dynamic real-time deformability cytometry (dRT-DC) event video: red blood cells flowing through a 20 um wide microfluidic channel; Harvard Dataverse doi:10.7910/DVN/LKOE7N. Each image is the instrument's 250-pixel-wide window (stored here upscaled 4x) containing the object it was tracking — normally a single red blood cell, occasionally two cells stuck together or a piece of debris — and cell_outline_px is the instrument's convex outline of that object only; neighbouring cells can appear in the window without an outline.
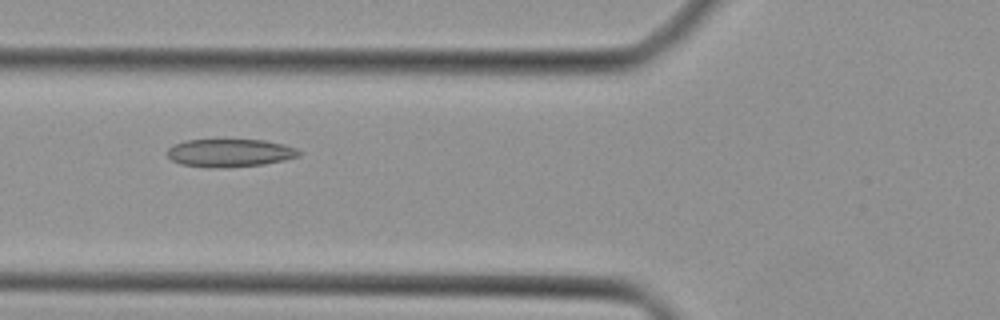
{"species": "Egyptian fruit bat (a non-hibernating species)", "species_latin": "Rousettus aegyptiacus", "temperature_condition": "cold", "stored_images_in_passage": 36, "camera_frame_rate_fps": 3000, "um_per_image_px": 0.085, "animal": {"sex": "female"}, "frame": {"image": 1, "passage_image": 9, "time_ms": 2.667, "image_size_px": [1000, 320], "cell_outline_px": [[304, 152], [300, 156], [284, 160], [264, 164], [224, 168], [212, 168], [180, 164], [172, 160], [168, 156], [168, 148], [172, 144], [184, 140], [264, 140], [284, 144], [296, 148]], "centroid_in_image_um": [19.55, 13.0], "position_along_channel_um": 106.2, "area_um2": 21.68}}
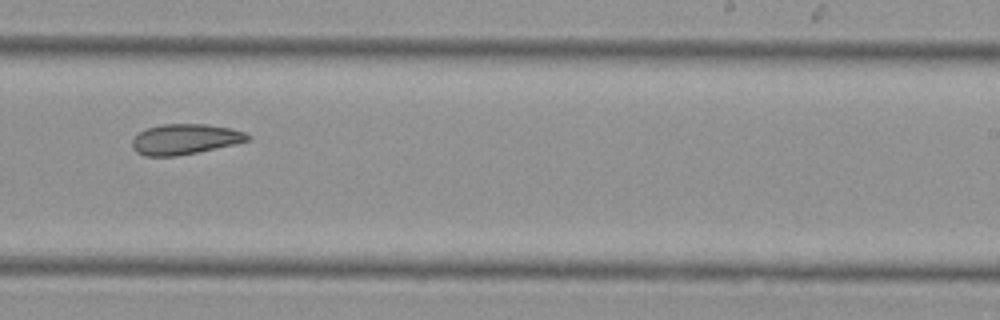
{"frame": {"image": 2, "passage_image": 20, "time_ms": 6.333, "image_size_px": [1000, 320], "cell_outline_px": [[252, 136], [248, 140], [236, 144], [176, 156], [144, 156], [136, 152], [132, 148], [132, 140], [140, 132], [148, 128], [160, 124], [208, 124], [232, 128], [244, 132]], "centroid_in_image_um": [15.73, 11.83], "position_along_channel_um": 273.3, "area_um2": 20.46}}
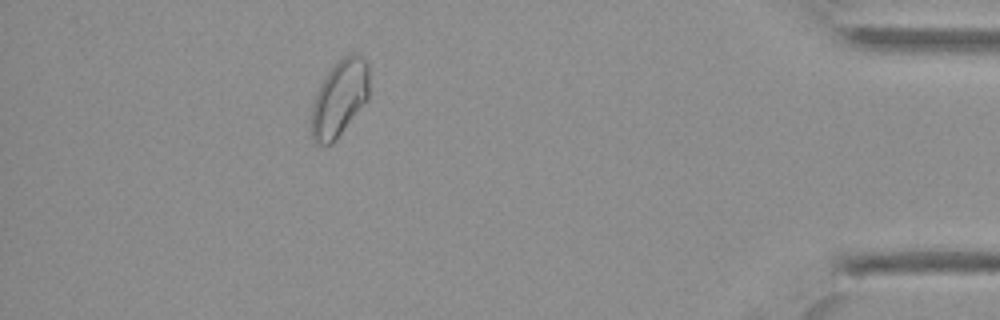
{"frame": {"image": 3, "passage_image": 32, "time_ms": 10.333, "image_size_px": [1000, 320], "cell_outline_px": [[368, 100], [336, 140], [332, 144], [316, 144], [312, 140], [308, 120], [312, 104], [316, 92], [324, 76], [344, 56], [352, 52], [356, 52], [364, 56], [368, 64]], "centroid_in_image_um": [28.82, 8.38], "position_along_channel_um": 406.4, "area_um2": 26.41}}